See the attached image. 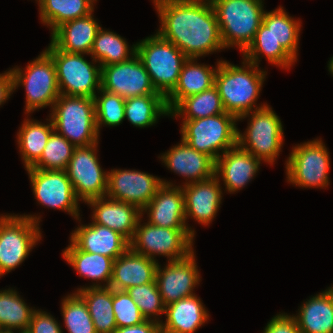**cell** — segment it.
Segmentation results:
<instances>
[{
	"instance_id": "1",
	"label": "cell",
	"mask_w": 333,
	"mask_h": 333,
	"mask_svg": "<svg viewBox=\"0 0 333 333\" xmlns=\"http://www.w3.org/2000/svg\"><path fill=\"white\" fill-rule=\"evenodd\" d=\"M160 27L157 33L187 58H200L225 49L214 8L204 0H154Z\"/></svg>"
},
{
	"instance_id": "2",
	"label": "cell",
	"mask_w": 333,
	"mask_h": 333,
	"mask_svg": "<svg viewBox=\"0 0 333 333\" xmlns=\"http://www.w3.org/2000/svg\"><path fill=\"white\" fill-rule=\"evenodd\" d=\"M267 71L243 58L242 66L220 60L214 78V86L221 97L225 112L236 118L262 108L267 103L256 102L262 91Z\"/></svg>"
},
{
	"instance_id": "3",
	"label": "cell",
	"mask_w": 333,
	"mask_h": 333,
	"mask_svg": "<svg viewBox=\"0 0 333 333\" xmlns=\"http://www.w3.org/2000/svg\"><path fill=\"white\" fill-rule=\"evenodd\" d=\"M264 0H214L211 2L225 48L243 52L262 24Z\"/></svg>"
},
{
	"instance_id": "4",
	"label": "cell",
	"mask_w": 333,
	"mask_h": 333,
	"mask_svg": "<svg viewBox=\"0 0 333 333\" xmlns=\"http://www.w3.org/2000/svg\"><path fill=\"white\" fill-rule=\"evenodd\" d=\"M50 112L54 131L75 147L99 142L94 98L60 94Z\"/></svg>"
},
{
	"instance_id": "5",
	"label": "cell",
	"mask_w": 333,
	"mask_h": 333,
	"mask_svg": "<svg viewBox=\"0 0 333 333\" xmlns=\"http://www.w3.org/2000/svg\"><path fill=\"white\" fill-rule=\"evenodd\" d=\"M247 117L250 118L244 133L237 129V145L260 161L274 165L284 144L283 125L279 116L267 104L240 116L237 121Z\"/></svg>"
},
{
	"instance_id": "6",
	"label": "cell",
	"mask_w": 333,
	"mask_h": 333,
	"mask_svg": "<svg viewBox=\"0 0 333 333\" xmlns=\"http://www.w3.org/2000/svg\"><path fill=\"white\" fill-rule=\"evenodd\" d=\"M39 220L35 214L0 215V278L22 264L41 240Z\"/></svg>"
},
{
	"instance_id": "7",
	"label": "cell",
	"mask_w": 333,
	"mask_h": 333,
	"mask_svg": "<svg viewBox=\"0 0 333 333\" xmlns=\"http://www.w3.org/2000/svg\"><path fill=\"white\" fill-rule=\"evenodd\" d=\"M182 121L181 139L214 161L237 145V118L230 113Z\"/></svg>"
},
{
	"instance_id": "8",
	"label": "cell",
	"mask_w": 333,
	"mask_h": 333,
	"mask_svg": "<svg viewBox=\"0 0 333 333\" xmlns=\"http://www.w3.org/2000/svg\"><path fill=\"white\" fill-rule=\"evenodd\" d=\"M136 54L156 91L166 97L178 82L182 65L188 59L186 55L157 32L136 43Z\"/></svg>"
},
{
	"instance_id": "9",
	"label": "cell",
	"mask_w": 333,
	"mask_h": 333,
	"mask_svg": "<svg viewBox=\"0 0 333 333\" xmlns=\"http://www.w3.org/2000/svg\"><path fill=\"white\" fill-rule=\"evenodd\" d=\"M11 71L14 91L22 85L26 92L25 114L29 115L47 106L52 109L60 91L55 63L45 50L24 69L16 66Z\"/></svg>"
},
{
	"instance_id": "10",
	"label": "cell",
	"mask_w": 333,
	"mask_h": 333,
	"mask_svg": "<svg viewBox=\"0 0 333 333\" xmlns=\"http://www.w3.org/2000/svg\"><path fill=\"white\" fill-rule=\"evenodd\" d=\"M45 51L52 57L60 94L94 98L101 89V66L97 61L84 58V54L59 50L51 41Z\"/></svg>"
},
{
	"instance_id": "11",
	"label": "cell",
	"mask_w": 333,
	"mask_h": 333,
	"mask_svg": "<svg viewBox=\"0 0 333 333\" xmlns=\"http://www.w3.org/2000/svg\"><path fill=\"white\" fill-rule=\"evenodd\" d=\"M139 218L130 249L157 261L156 256H164L169 261L181 260L194 252V236L188 229L158 227Z\"/></svg>"
},
{
	"instance_id": "12",
	"label": "cell",
	"mask_w": 333,
	"mask_h": 333,
	"mask_svg": "<svg viewBox=\"0 0 333 333\" xmlns=\"http://www.w3.org/2000/svg\"><path fill=\"white\" fill-rule=\"evenodd\" d=\"M321 138L296 144L286 160L287 182L303 188H327L330 185V156Z\"/></svg>"
},
{
	"instance_id": "13",
	"label": "cell",
	"mask_w": 333,
	"mask_h": 333,
	"mask_svg": "<svg viewBox=\"0 0 333 333\" xmlns=\"http://www.w3.org/2000/svg\"><path fill=\"white\" fill-rule=\"evenodd\" d=\"M98 143L75 147L66 172L76 197L84 204L107 192L108 171L101 168L97 157Z\"/></svg>"
},
{
	"instance_id": "14",
	"label": "cell",
	"mask_w": 333,
	"mask_h": 333,
	"mask_svg": "<svg viewBox=\"0 0 333 333\" xmlns=\"http://www.w3.org/2000/svg\"><path fill=\"white\" fill-rule=\"evenodd\" d=\"M28 173L35 199L40 205L59 209L81 221L80 201L66 171L25 169Z\"/></svg>"
},
{
	"instance_id": "15",
	"label": "cell",
	"mask_w": 333,
	"mask_h": 333,
	"mask_svg": "<svg viewBox=\"0 0 333 333\" xmlns=\"http://www.w3.org/2000/svg\"><path fill=\"white\" fill-rule=\"evenodd\" d=\"M101 89L124 99L161 94L152 85L150 76L139 56L101 67Z\"/></svg>"
},
{
	"instance_id": "16",
	"label": "cell",
	"mask_w": 333,
	"mask_h": 333,
	"mask_svg": "<svg viewBox=\"0 0 333 333\" xmlns=\"http://www.w3.org/2000/svg\"><path fill=\"white\" fill-rule=\"evenodd\" d=\"M162 180L134 169H111L108 171L105 196L134 205L141 211L163 185Z\"/></svg>"
},
{
	"instance_id": "17",
	"label": "cell",
	"mask_w": 333,
	"mask_h": 333,
	"mask_svg": "<svg viewBox=\"0 0 333 333\" xmlns=\"http://www.w3.org/2000/svg\"><path fill=\"white\" fill-rule=\"evenodd\" d=\"M164 266L158 264L155 280L165 305L195 294L201 281L195 252L181 260L167 261Z\"/></svg>"
},
{
	"instance_id": "18",
	"label": "cell",
	"mask_w": 333,
	"mask_h": 333,
	"mask_svg": "<svg viewBox=\"0 0 333 333\" xmlns=\"http://www.w3.org/2000/svg\"><path fill=\"white\" fill-rule=\"evenodd\" d=\"M163 185L151 201L141 210V216L147 213L148 223L172 229H188L195 237V230L189 227L185 218L182 186L162 180Z\"/></svg>"
},
{
	"instance_id": "19",
	"label": "cell",
	"mask_w": 333,
	"mask_h": 333,
	"mask_svg": "<svg viewBox=\"0 0 333 333\" xmlns=\"http://www.w3.org/2000/svg\"><path fill=\"white\" fill-rule=\"evenodd\" d=\"M181 186L186 221L191 217L205 226L212 223L222 204L223 188L220 179L214 175L210 179Z\"/></svg>"
},
{
	"instance_id": "20",
	"label": "cell",
	"mask_w": 333,
	"mask_h": 333,
	"mask_svg": "<svg viewBox=\"0 0 333 333\" xmlns=\"http://www.w3.org/2000/svg\"><path fill=\"white\" fill-rule=\"evenodd\" d=\"M158 158L168 170L186 179L183 184L204 181L215 175V161L205 153L191 148L182 139L181 143L162 153Z\"/></svg>"
},
{
	"instance_id": "21",
	"label": "cell",
	"mask_w": 333,
	"mask_h": 333,
	"mask_svg": "<svg viewBox=\"0 0 333 333\" xmlns=\"http://www.w3.org/2000/svg\"><path fill=\"white\" fill-rule=\"evenodd\" d=\"M260 164L257 157L236 145L215 161V176L222 179L227 193L233 194L255 178Z\"/></svg>"
},
{
	"instance_id": "22",
	"label": "cell",
	"mask_w": 333,
	"mask_h": 333,
	"mask_svg": "<svg viewBox=\"0 0 333 333\" xmlns=\"http://www.w3.org/2000/svg\"><path fill=\"white\" fill-rule=\"evenodd\" d=\"M86 204L93 209V223L115 230L131 241L141 217V211L136 206L106 196L91 199Z\"/></svg>"
},
{
	"instance_id": "23",
	"label": "cell",
	"mask_w": 333,
	"mask_h": 333,
	"mask_svg": "<svg viewBox=\"0 0 333 333\" xmlns=\"http://www.w3.org/2000/svg\"><path fill=\"white\" fill-rule=\"evenodd\" d=\"M70 241L88 253L102 254L115 260L130 248L121 234L97 223L81 224L71 233Z\"/></svg>"
},
{
	"instance_id": "24",
	"label": "cell",
	"mask_w": 333,
	"mask_h": 333,
	"mask_svg": "<svg viewBox=\"0 0 333 333\" xmlns=\"http://www.w3.org/2000/svg\"><path fill=\"white\" fill-rule=\"evenodd\" d=\"M159 262L132 251L130 248L113 262L110 288L127 290L154 282Z\"/></svg>"
},
{
	"instance_id": "25",
	"label": "cell",
	"mask_w": 333,
	"mask_h": 333,
	"mask_svg": "<svg viewBox=\"0 0 333 333\" xmlns=\"http://www.w3.org/2000/svg\"><path fill=\"white\" fill-rule=\"evenodd\" d=\"M93 14L61 24L51 33V42L64 52L90 55L101 28Z\"/></svg>"
},
{
	"instance_id": "26",
	"label": "cell",
	"mask_w": 333,
	"mask_h": 333,
	"mask_svg": "<svg viewBox=\"0 0 333 333\" xmlns=\"http://www.w3.org/2000/svg\"><path fill=\"white\" fill-rule=\"evenodd\" d=\"M161 333H195L209 320V313L196 294L166 305Z\"/></svg>"
},
{
	"instance_id": "27",
	"label": "cell",
	"mask_w": 333,
	"mask_h": 333,
	"mask_svg": "<svg viewBox=\"0 0 333 333\" xmlns=\"http://www.w3.org/2000/svg\"><path fill=\"white\" fill-rule=\"evenodd\" d=\"M198 59L188 58L182 65L178 82L175 88L165 97L170 112L184 98L201 93L214 86L216 67L197 63Z\"/></svg>"
},
{
	"instance_id": "28",
	"label": "cell",
	"mask_w": 333,
	"mask_h": 333,
	"mask_svg": "<svg viewBox=\"0 0 333 333\" xmlns=\"http://www.w3.org/2000/svg\"><path fill=\"white\" fill-rule=\"evenodd\" d=\"M293 314L301 333H333V285L309 299Z\"/></svg>"
},
{
	"instance_id": "29",
	"label": "cell",
	"mask_w": 333,
	"mask_h": 333,
	"mask_svg": "<svg viewBox=\"0 0 333 333\" xmlns=\"http://www.w3.org/2000/svg\"><path fill=\"white\" fill-rule=\"evenodd\" d=\"M62 253L64 260L76 270L80 277L96 281L87 287L110 286L114 262L112 258L79 250L71 241ZM103 282L105 283L101 285Z\"/></svg>"
},
{
	"instance_id": "30",
	"label": "cell",
	"mask_w": 333,
	"mask_h": 333,
	"mask_svg": "<svg viewBox=\"0 0 333 333\" xmlns=\"http://www.w3.org/2000/svg\"><path fill=\"white\" fill-rule=\"evenodd\" d=\"M86 303L97 333H114L117 329L113 312V289L81 287L75 291Z\"/></svg>"
},
{
	"instance_id": "31",
	"label": "cell",
	"mask_w": 333,
	"mask_h": 333,
	"mask_svg": "<svg viewBox=\"0 0 333 333\" xmlns=\"http://www.w3.org/2000/svg\"><path fill=\"white\" fill-rule=\"evenodd\" d=\"M47 123H42L35 119H24L19 131L17 132V144L19 153L25 169L31 168L41 157L45 145L54 131L51 118Z\"/></svg>"
},
{
	"instance_id": "32",
	"label": "cell",
	"mask_w": 333,
	"mask_h": 333,
	"mask_svg": "<svg viewBox=\"0 0 333 333\" xmlns=\"http://www.w3.org/2000/svg\"><path fill=\"white\" fill-rule=\"evenodd\" d=\"M242 56L248 62L259 67L261 57L265 56L267 61L282 69L290 70L297 62L270 33V30L262 23L256 31L253 41L242 52Z\"/></svg>"
},
{
	"instance_id": "33",
	"label": "cell",
	"mask_w": 333,
	"mask_h": 333,
	"mask_svg": "<svg viewBox=\"0 0 333 333\" xmlns=\"http://www.w3.org/2000/svg\"><path fill=\"white\" fill-rule=\"evenodd\" d=\"M42 24L51 28V33L61 24L82 18L94 12L97 0H36Z\"/></svg>"
},
{
	"instance_id": "34",
	"label": "cell",
	"mask_w": 333,
	"mask_h": 333,
	"mask_svg": "<svg viewBox=\"0 0 333 333\" xmlns=\"http://www.w3.org/2000/svg\"><path fill=\"white\" fill-rule=\"evenodd\" d=\"M262 23L270 30L272 37L297 61L301 21L296 20L279 6L275 10L264 11Z\"/></svg>"
},
{
	"instance_id": "35",
	"label": "cell",
	"mask_w": 333,
	"mask_h": 333,
	"mask_svg": "<svg viewBox=\"0 0 333 333\" xmlns=\"http://www.w3.org/2000/svg\"><path fill=\"white\" fill-rule=\"evenodd\" d=\"M125 118L137 128L155 125L161 116H169L162 94H149L125 99Z\"/></svg>"
},
{
	"instance_id": "36",
	"label": "cell",
	"mask_w": 333,
	"mask_h": 333,
	"mask_svg": "<svg viewBox=\"0 0 333 333\" xmlns=\"http://www.w3.org/2000/svg\"><path fill=\"white\" fill-rule=\"evenodd\" d=\"M136 54V44L129 47L126 39L110 30L99 29L90 52L101 67L129 60Z\"/></svg>"
},
{
	"instance_id": "37",
	"label": "cell",
	"mask_w": 333,
	"mask_h": 333,
	"mask_svg": "<svg viewBox=\"0 0 333 333\" xmlns=\"http://www.w3.org/2000/svg\"><path fill=\"white\" fill-rule=\"evenodd\" d=\"M225 113L221 97L215 86L201 93L181 100L171 111L170 116L182 120H196Z\"/></svg>"
},
{
	"instance_id": "38",
	"label": "cell",
	"mask_w": 333,
	"mask_h": 333,
	"mask_svg": "<svg viewBox=\"0 0 333 333\" xmlns=\"http://www.w3.org/2000/svg\"><path fill=\"white\" fill-rule=\"evenodd\" d=\"M34 310L15 289L0 291V329L27 331Z\"/></svg>"
},
{
	"instance_id": "39",
	"label": "cell",
	"mask_w": 333,
	"mask_h": 333,
	"mask_svg": "<svg viewBox=\"0 0 333 333\" xmlns=\"http://www.w3.org/2000/svg\"><path fill=\"white\" fill-rule=\"evenodd\" d=\"M74 149L75 146L64 136L53 131L40 159L31 168L66 171Z\"/></svg>"
},
{
	"instance_id": "40",
	"label": "cell",
	"mask_w": 333,
	"mask_h": 333,
	"mask_svg": "<svg viewBox=\"0 0 333 333\" xmlns=\"http://www.w3.org/2000/svg\"><path fill=\"white\" fill-rule=\"evenodd\" d=\"M61 315L68 333H97L86 303L77 293L62 299Z\"/></svg>"
},
{
	"instance_id": "41",
	"label": "cell",
	"mask_w": 333,
	"mask_h": 333,
	"mask_svg": "<svg viewBox=\"0 0 333 333\" xmlns=\"http://www.w3.org/2000/svg\"><path fill=\"white\" fill-rule=\"evenodd\" d=\"M126 291L137 304L146 320H153L158 323L163 322L160 318L161 315L165 314L166 305L159 293L156 280L144 285L131 287Z\"/></svg>"
},
{
	"instance_id": "42",
	"label": "cell",
	"mask_w": 333,
	"mask_h": 333,
	"mask_svg": "<svg viewBox=\"0 0 333 333\" xmlns=\"http://www.w3.org/2000/svg\"><path fill=\"white\" fill-rule=\"evenodd\" d=\"M100 95V96H98ZM96 126L100 134L102 125L119 126L125 119V99L117 94L100 89L94 97Z\"/></svg>"
},
{
	"instance_id": "43",
	"label": "cell",
	"mask_w": 333,
	"mask_h": 333,
	"mask_svg": "<svg viewBox=\"0 0 333 333\" xmlns=\"http://www.w3.org/2000/svg\"><path fill=\"white\" fill-rule=\"evenodd\" d=\"M113 312L117 328L134 326L146 321L137 304L125 290L113 289Z\"/></svg>"
},
{
	"instance_id": "44",
	"label": "cell",
	"mask_w": 333,
	"mask_h": 333,
	"mask_svg": "<svg viewBox=\"0 0 333 333\" xmlns=\"http://www.w3.org/2000/svg\"><path fill=\"white\" fill-rule=\"evenodd\" d=\"M28 333H63L60 323L46 311L34 310L29 327Z\"/></svg>"
},
{
	"instance_id": "45",
	"label": "cell",
	"mask_w": 333,
	"mask_h": 333,
	"mask_svg": "<svg viewBox=\"0 0 333 333\" xmlns=\"http://www.w3.org/2000/svg\"><path fill=\"white\" fill-rule=\"evenodd\" d=\"M262 333H301L293 315L276 314L268 321Z\"/></svg>"
},
{
	"instance_id": "46",
	"label": "cell",
	"mask_w": 333,
	"mask_h": 333,
	"mask_svg": "<svg viewBox=\"0 0 333 333\" xmlns=\"http://www.w3.org/2000/svg\"><path fill=\"white\" fill-rule=\"evenodd\" d=\"M114 333H161L160 323L146 320L141 324L117 328Z\"/></svg>"
},
{
	"instance_id": "47",
	"label": "cell",
	"mask_w": 333,
	"mask_h": 333,
	"mask_svg": "<svg viewBox=\"0 0 333 333\" xmlns=\"http://www.w3.org/2000/svg\"><path fill=\"white\" fill-rule=\"evenodd\" d=\"M14 92L13 74L11 69L0 74V106L6 102Z\"/></svg>"
},
{
	"instance_id": "48",
	"label": "cell",
	"mask_w": 333,
	"mask_h": 333,
	"mask_svg": "<svg viewBox=\"0 0 333 333\" xmlns=\"http://www.w3.org/2000/svg\"><path fill=\"white\" fill-rule=\"evenodd\" d=\"M328 70H329V72L332 74V76H333V56H332V58L331 59H329V61H328Z\"/></svg>"
},
{
	"instance_id": "49",
	"label": "cell",
	"mask_w": 333,
	"mask_h": 333,
	"mask_svg": "<svg viewBox=\"0 0 333 333\" xmlns=\"http://www.w3.org/2000/svg\"><path fill=\"white\" fill-rule=\"evenodd\" d=\"M19 333L20 331L16 330H8V329H0V333Z\"/></svg>"
},
{
	"instance_id": "50",
	"label": "cell",
	"mask_w": 333,
	"mask_h": 333,
	"mask_svg": "<svg viewBox=\"0 0 333 333\" xmlns=\"http://www.w3.org/2000/svg\"><path fill=\"white\" fill-rule=\"evenodd\" d=\"M204 1H206V2H210V3H211V2H213L214 0H204Z\"/></svg>"
}]
</instances>
